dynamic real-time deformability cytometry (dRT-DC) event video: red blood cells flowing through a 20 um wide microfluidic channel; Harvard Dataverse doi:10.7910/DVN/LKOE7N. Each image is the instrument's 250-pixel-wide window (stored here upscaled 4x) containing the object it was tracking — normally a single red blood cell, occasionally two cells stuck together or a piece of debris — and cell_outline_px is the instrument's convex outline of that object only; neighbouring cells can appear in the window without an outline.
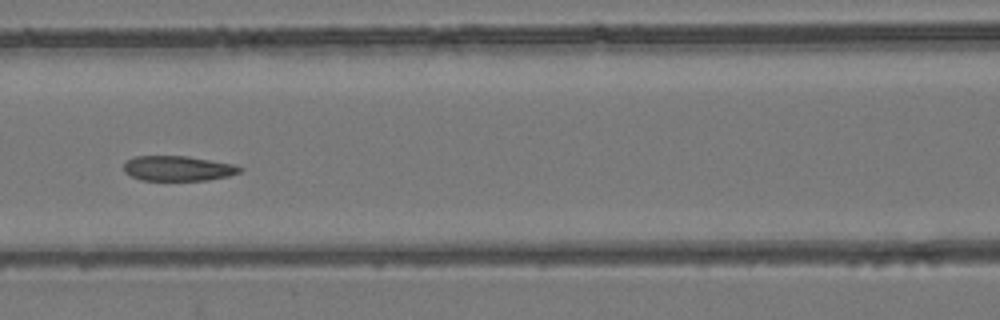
{"species": "common noctule bat (a hibernating species)", "species_latin": "Nyctalus noctula", "temperature_condition": "room temperature", "stored_images_in_passage": 6, "camera_frame_rate_fps": 3000, "um_per_image_px": 0.085, "animal": {"sex": "female", "body_mass_g": 24.6, "forearm_length_mm": 56.2}, "frame": {"image": 1, "passage_image": 6, "time_ms": 7.333, "image_size_px": [1000, 320], "cell_outline_px": [[244, 168], [240, 172], [228, 176], [208, 180], [140, 180], [124, 172], [124, 164], [128, 160], [136, 156], [188, 156], [232, 164]], "centroid_in_image_um": [15.12, 14.31], "position_along_channel_um": 151.5, "area_um2": 16.82}}